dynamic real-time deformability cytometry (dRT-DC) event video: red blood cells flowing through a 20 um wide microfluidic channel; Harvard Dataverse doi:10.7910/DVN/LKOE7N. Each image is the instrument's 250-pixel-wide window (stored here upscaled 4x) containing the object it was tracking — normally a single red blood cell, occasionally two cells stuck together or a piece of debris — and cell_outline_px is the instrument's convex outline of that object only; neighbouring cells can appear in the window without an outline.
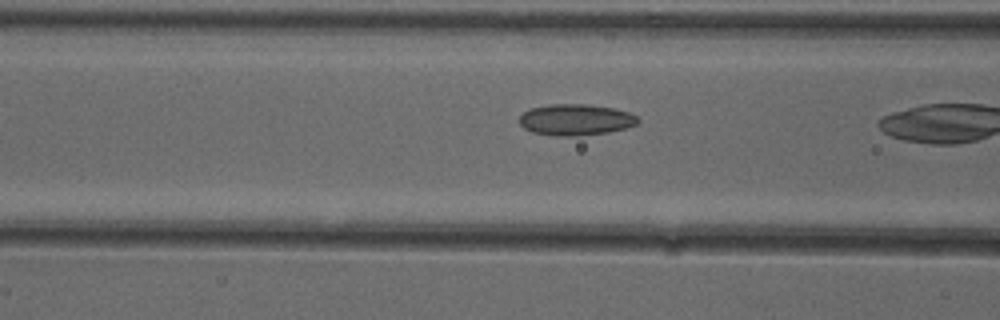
{"species": "common noctule bat (a hibernating species)", "species_latin": "Nyctalus noctula", "temperature_condition": "cold", "stored_images_in_passage": 11, "camera_frame_rate_fps": 3000, "um_per_image_px": 0.085, "animal": {"sex": "female"}, "frame": {"image": 1, "passage_image": 10, "time_ms": 3.0, "image_size_px": [1000, 320], "cell_outline_px": [[640, 120], [636, 124], [624, 128], [608, 132], [580, 136], [556, 136], [532, 132], [524, 128], [520, 124], [520, 116], [524, 112], [532, 108], [548, 104], [588, 104], [616, 108], [628, 112], [636, 116]], "centroid_in_image_um": [48.93, 10.17], "position_along_channel_um": 117.7, "area_um2": 21.62}}